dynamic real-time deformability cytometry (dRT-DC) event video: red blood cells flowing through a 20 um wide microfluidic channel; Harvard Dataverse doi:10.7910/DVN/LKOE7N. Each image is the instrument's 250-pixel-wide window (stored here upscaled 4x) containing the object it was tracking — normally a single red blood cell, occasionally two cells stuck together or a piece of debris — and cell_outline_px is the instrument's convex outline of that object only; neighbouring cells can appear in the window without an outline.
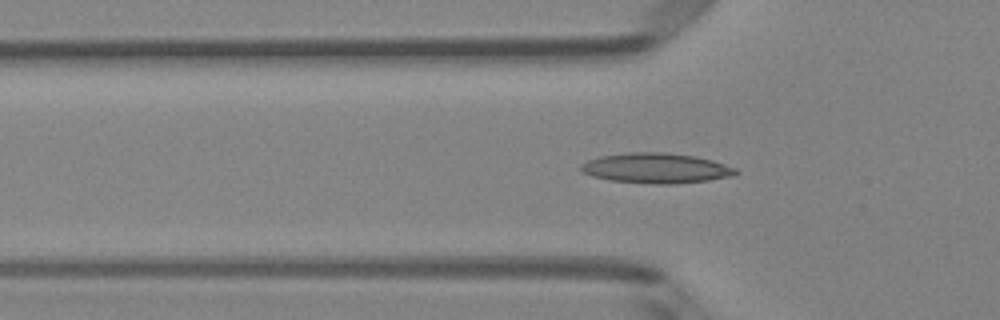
{"species": "Egyptian fruit bat (a non-hibernating species)", "species_latin": "Rousettus aegyptiacus", "temperature_condition": "room temperature", "stored_images_in_passage": 38, "camera_frame_rate_fps": 3000, "um_per_image_px": 0.085, "animal": {"sex": "female"}, "frame": {"image": 1, "passage_image": 7, "time_ms": 2.0, "image_size_px": [1000, 320], "cell_outline_px": [[740, 172], [732, 176], [708, 180], [672, 184], [656, 184], [612, 180], [592, 176], [580, 172], [580, 164], [588, 160], [600, 156], [632, 152], [664, 152], [696, 156], [712, 160], [736, 168]], "centroid_in_image_um": [55.76, 14.29], "position_along_channel_um": 70.0, "area_um2": 27.17}}
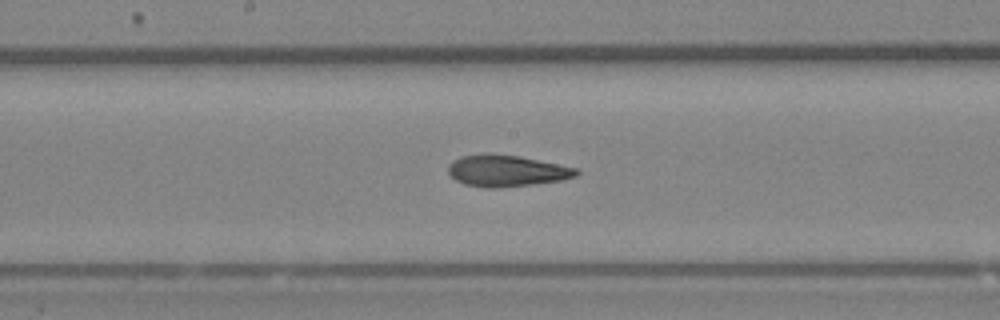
{"frame": {"image": 2, "passage_image": 17, "time_ms": 5.333, "image_size_px": [1000, 320], "cell_outline_px": [[580, 172], [576, 176], [560, 180], [532, 184], [500, 188], [484, 188], [464, 184], [456, 180], [448, 172], [448, 164], [452, 160], [460, 156], [520, 156], [580, 168]], "centroid_in_image_um": [43.1, 14.55], "position_along_channel_um": 205.1, "area_um2": 23.06}}
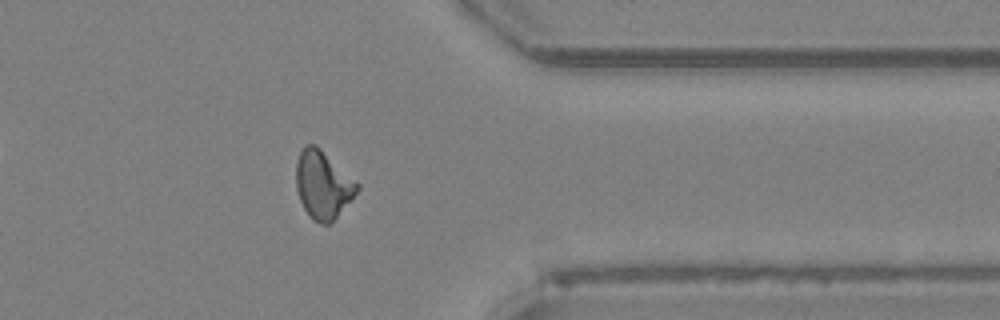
{"frame": {"image": 3, "passage_image": 31, "time_ms": 10.0, "image_size_px": [1000, 320], "cell_outline_px": [[360, 188], [336, 216], [328, 224], [320, 224], [312, 220], [304, 208], [300, 200], [296, 188], [296, 160], [304, 144], [316, 144], [360, 184]], "centroid_in_image_um": [27.42, 15.67], "position_along_channel_um": 384.0, "area_um2": 23.99}, "authors_computed_cell_mechanics": {"area_um2": 23.409, "velocity_mm_per_s": 4.0648, "shape_relaxation_time_tau1_ms": 8.945, "shape_relaxation_time_tau2_ms": 1.5404, "deformation_change_tau1": 0.2022, "deformation_change_tau2": 0.081}}